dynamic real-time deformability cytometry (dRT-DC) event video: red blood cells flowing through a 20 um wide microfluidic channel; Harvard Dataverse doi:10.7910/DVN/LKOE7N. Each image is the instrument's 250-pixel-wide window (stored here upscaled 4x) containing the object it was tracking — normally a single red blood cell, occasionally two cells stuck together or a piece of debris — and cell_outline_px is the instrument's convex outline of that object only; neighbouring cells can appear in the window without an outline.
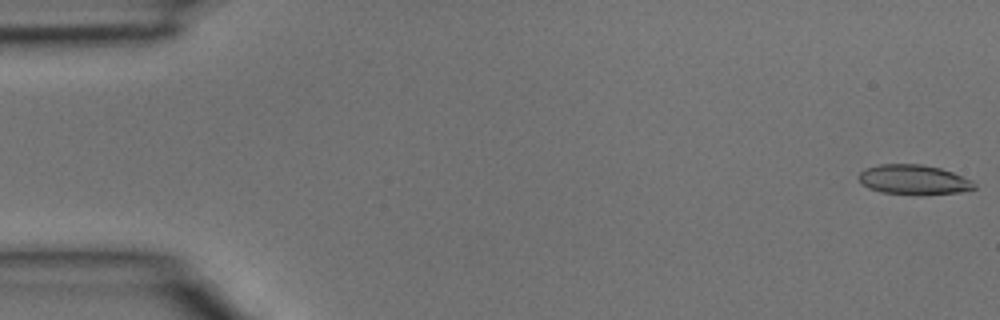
{"species": "common noctule bat (a hibernating species)", "species_latin": "Nyctalus noctula", "temperature_condition": "room temperature", "stored_images_in_passage": 40, "camera_frame_rate_fps": 3000, "um_per_image_px": 0.085, "animal": {"sex": "male", "body_mass_g": 15.6}, "frame": {"image": 1, "passage_image": 1, "time_ms": 0.0, "image_size_px": [1000, 320], "cell_outline_px": [[976, 188], [960, 192], [920, 196], [880, 192], [868, 188], [860, 180], [860, 172], [864, 168], [880, 164], [920, 164], [940, 168], [952, 172], [972, 180], [976, 184]], "centroid_in_image_um": [77.68, 15.29], "position_along_channel_um": 7.3, "area_um2": 20.29}}
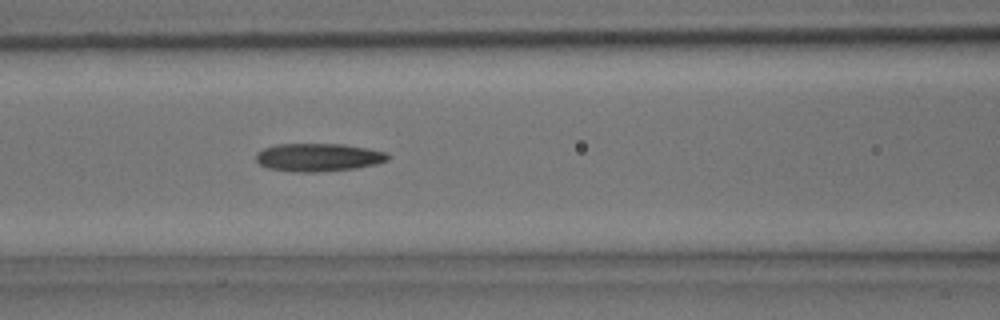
{"frame": {"image": 2, "passage_image": 17, "time_ms": 5.333, "image_size_px": [1000, 320], "cell_outline_px": [[388, 160], [376, 164], [356, 168], [316, 172], [292, 172], [268, 168], [260, 164], [256, 160], [256, 156], [264, 148], [276, 144], [344, 144], [368, 148], [388, 152]], "centroid_in_image_um": [27.08, 13.37], "position_along_channel_um": 139.5, "area_um2": 21.56}}
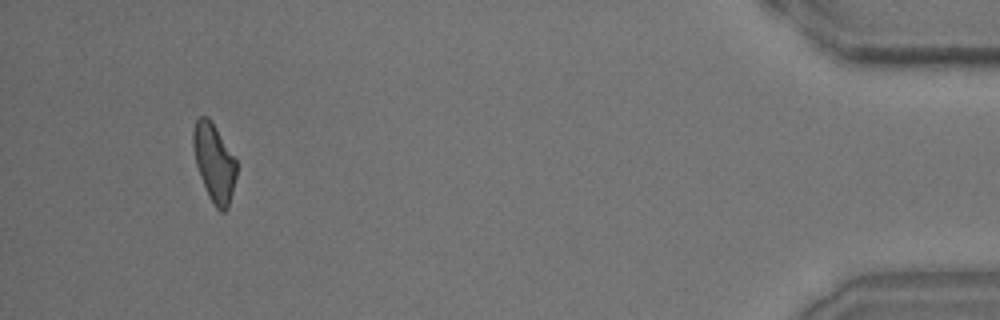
{"frame": {"image": 3, "passage_image": 38, "time_ms": 12.333, "image_size_px": [1000, 320], "cell_outline_px": [[236, 176], [228, 208], [224, 212], [220, 212], [216, 208], [208, 196], [200, 176], [196, 164], [192, 144], [192, 132], [196, 120], [200, 116], [208, 116], [216, 128], [236, 160]], "centroid_in_image_um": [18.18, 13.83], "position_along_channel_um": 417.0, "area_um2": 19.54}}